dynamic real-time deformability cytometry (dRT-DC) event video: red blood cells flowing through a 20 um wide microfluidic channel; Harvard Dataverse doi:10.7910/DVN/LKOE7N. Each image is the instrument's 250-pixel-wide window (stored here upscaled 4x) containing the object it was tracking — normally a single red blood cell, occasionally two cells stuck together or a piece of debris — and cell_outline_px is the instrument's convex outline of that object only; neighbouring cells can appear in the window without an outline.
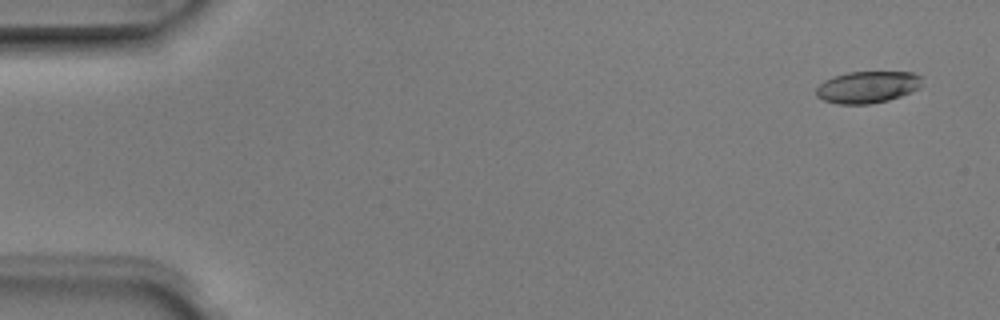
{"species": "Egyptian fruit bat (a non-hibernating species)", "species_latin": "Rousettus aegyptiacus", "temperature_condition": "room temperature", "stored_images_in_passage": 3, "camera_frame_rate_fps": 3000, "um_per_image_px": 0.085, "animal": {"sex": "male"}, "frame": {"image": 1, "passage_image": 1, "time_ms": 0.0, "image_size_px": [1000, 320], "cell_outline_px": [[924, 76], [920, 88], [900, 96], [888, 100], [868, 104], [836, 104], [824, 100], [816, 96], [816, 88], [824, 80], [848, 72], [912, 72]], "centroid_in_image_um": [73.76, 7.4], "position_along_channel_um": 11.2, "area_um2": 19.71}}